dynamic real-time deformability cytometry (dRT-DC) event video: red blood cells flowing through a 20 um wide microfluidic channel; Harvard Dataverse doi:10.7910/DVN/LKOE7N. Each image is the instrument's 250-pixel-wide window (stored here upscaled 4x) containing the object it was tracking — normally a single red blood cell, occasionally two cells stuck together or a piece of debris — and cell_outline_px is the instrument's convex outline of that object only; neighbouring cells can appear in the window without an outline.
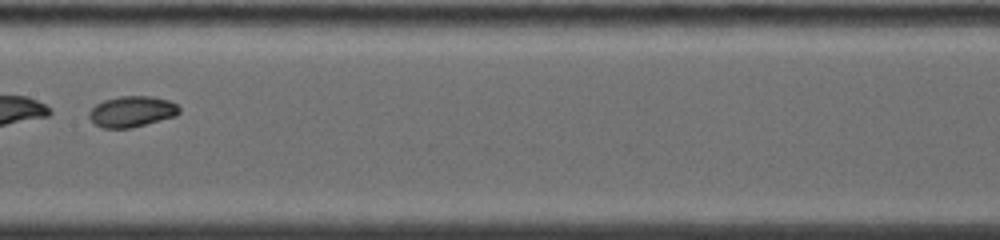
{"species": "common noctule bat (a hibernating species)", "species_latin": "Nyctalus noctula", "temperature_condition": "warm", "stored_images_in_passage": 35, "camera_frame_rate_fps": 5000, "um_per_image_px": 0.085, "animal": {"sex": "female", "body_mass_g": 19.0, "forearm_length_mm": 53.3}, "frame": {"image": 1, "passage_image": 10, "time_ms": 3.6, "image_size_px": [1000, 240], "cell_outline_px": [[180, 112], [176, 116], [132, 128], [104, 128], [96, 124], [88, 116], [88, 112], [96, 104], [104, 100], [120, 96], [152, 96], [168, 100], [176, 104], [180, 108]], "centroid_in_image_um": [11.22, 9.48], "position_along_channel_um": 196.2, "area_um2": 16.24}}
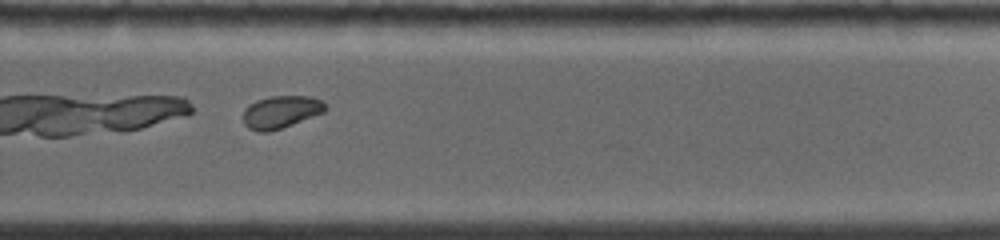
{"frame": {"image": 2, "passage_image": 20, "time_ms": 6.4, "image_size_px": [1000, 240], "cell_outline_px": [[328, 108], [324, 112], [292, 124], [268, 132], [260, 132], [248, 128], [244, 124], [244, 108], [248, 104], [256, 100], [272, 96], [312, 96], [320, 100]], "centroid_in_image_um": [23.86, 9.5], "position_along_channel_um": 305.9, "area_um2": 15.49}}